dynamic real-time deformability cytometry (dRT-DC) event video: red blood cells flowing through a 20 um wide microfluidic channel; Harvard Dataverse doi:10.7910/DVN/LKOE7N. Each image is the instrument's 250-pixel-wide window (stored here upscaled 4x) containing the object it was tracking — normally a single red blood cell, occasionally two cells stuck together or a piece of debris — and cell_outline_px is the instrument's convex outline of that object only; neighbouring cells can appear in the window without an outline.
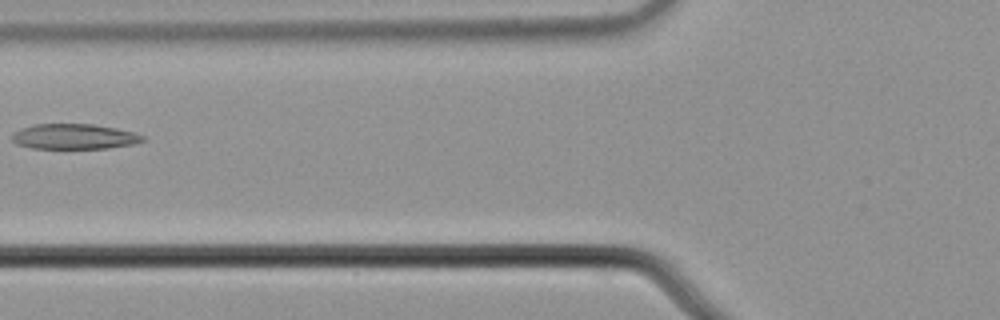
{"species": "common noctule bat (a hibernating species)", "species_latin": "Nyctalus noctula", "temperature_condition": "cold", "stored_images_in_passage": 7, "camera_frame_rate_fps": 3000, "um_per_image_px": 0.085, "animal": {"sex": "male", "body_mass_g": 21.5, "forearm_length_mm": 52.0}, "frame": {"image": 1, "passage_image": 6, "time_ms": 1.667, "image_size_px": [1000, 320], "cell_outline_px": [[148, 140], [132, 144], [108, 148], [32, 148], [16, 144], [12, 140], [12, 132], [20, 128], [36, 124], [92, 124], [116, 128], [136, 132], [144, 136]], "centroid_in_image_um": [6.32, 11.6], "position_along_channel_um": 119.5, "area_um2": 19.36}}
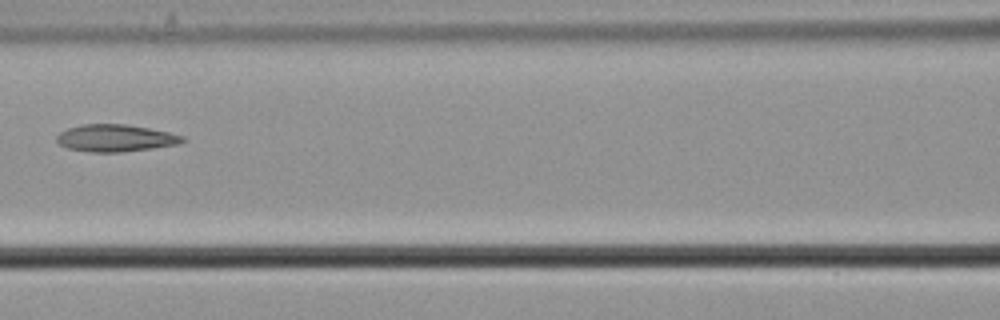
{"frame": {"image": 2, "passage_image": 7, "time_ms": 2.0, "image_size_px": [1000, 320], "cell_outline_px": [[188, 140], [176, 144], [152, 148], [120, 152], [92, 152], [68, 148], [60, 144], [56, 140], [56, 136], [60, 132], [68, 128], [80, 124], [124, 124], [148, 128], [168, 132], [184, 136]], "centroid_in_image_um": [9.8, 11.73], "position_along_channel_um": 156.8, "area_um2": 19.77}}